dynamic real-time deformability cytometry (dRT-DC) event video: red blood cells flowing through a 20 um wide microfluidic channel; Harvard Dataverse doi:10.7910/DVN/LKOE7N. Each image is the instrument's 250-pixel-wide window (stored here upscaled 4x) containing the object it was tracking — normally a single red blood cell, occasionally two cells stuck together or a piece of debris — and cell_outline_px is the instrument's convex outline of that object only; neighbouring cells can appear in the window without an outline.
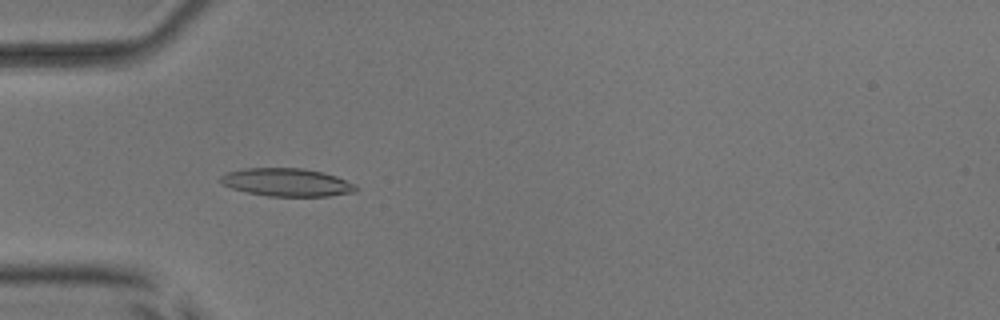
{"species": "common noctule bat (a hibernating species)", "species_latin": "Nyctalus noctula", "temperature_condition": "room temperature", "stored_images_in_passage": 53, "camera_frame_rate_fps": 3000, "um_per_image_px": 0.085, "animal": {"sex": "male", "body_mass_g": 17.9, "forearm_length_mm": 54.2}, "frame": {"image": 1, "passage_image": 17, "time_ms": 5.333, "image_size_px": [1000, 320], "cell_outline_px": [[356, 192], [328, 196], [268, 196], [248, 192], [232, 188], [220, 184], [220, 176], [228, 172], [244, 168], [304, 168], [336, 176], [356, 184]], "centroid_in_image_um": [24.37, 15.5], "position_along_channel_um": 60.6, "area_um2": 22.02}}
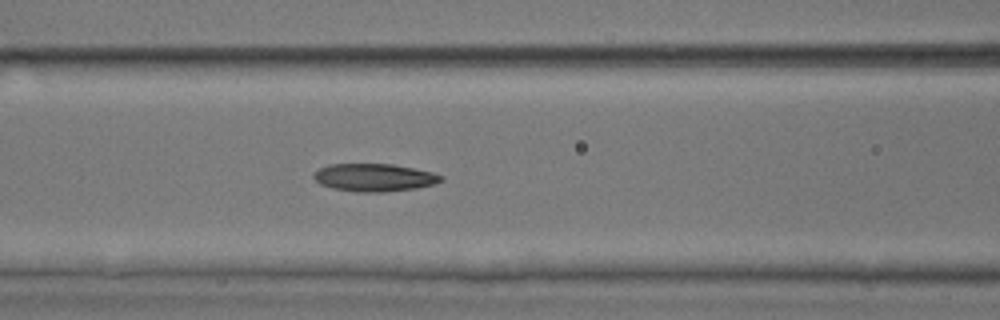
{"frame": {"image": 2, "passage_image": 23, "time_ms": 7.333, "image_size_px": [1000, 320], "cell_outline_px": [[444, 180], [436, 184], [416, 188], [384, 192], [356, 192], [332, 188], [320, 184], [312, 176], [320, 168], [328, 164], [392, 164], [432, 172], [444, 176]], "centroid_in_image_um": [31.84, 15.09], "position_along_channel_um": 134.8, "area_um2": 20.63}}
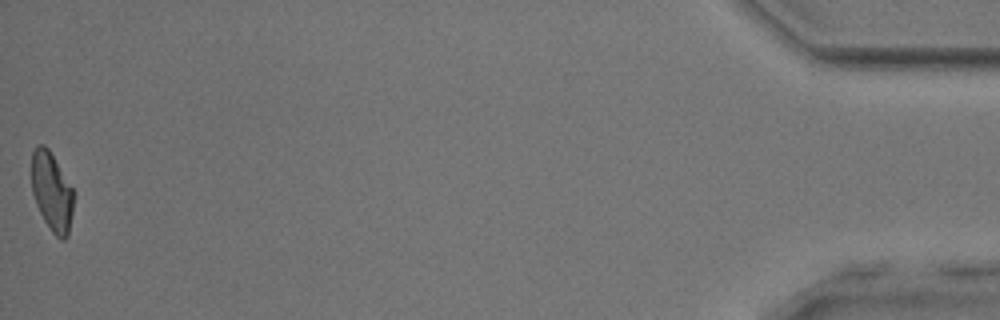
{"frame": {"image": 3, "passage_image": 53, "time_ms": 17.333, "image_size_px": [1000, 320], "cell_outline_px": [[76, 192], [68, 236], [64, 240], [60, 240], [52, 232], [44, 220], [36, 204], [32, 192], [32, 152], [36, 144], [44, 144], [48, 148]], "centroid_in_image_um": [4.43, 16.3], "position_along_channel_um": 430.8, "area_um2": 19.65}, "authors_computed_cell_mechanics": {"area_um2": 20.6346, "velocity_mm_per_s": 3.9214, "shape_relaxation_time_tau1_ms": 3.4551, "shape_relaxation_time_tau2_ms": 3.8091, "deformation_change_tau1": 0.1535, "deformation_change_tau2": 0.118}}